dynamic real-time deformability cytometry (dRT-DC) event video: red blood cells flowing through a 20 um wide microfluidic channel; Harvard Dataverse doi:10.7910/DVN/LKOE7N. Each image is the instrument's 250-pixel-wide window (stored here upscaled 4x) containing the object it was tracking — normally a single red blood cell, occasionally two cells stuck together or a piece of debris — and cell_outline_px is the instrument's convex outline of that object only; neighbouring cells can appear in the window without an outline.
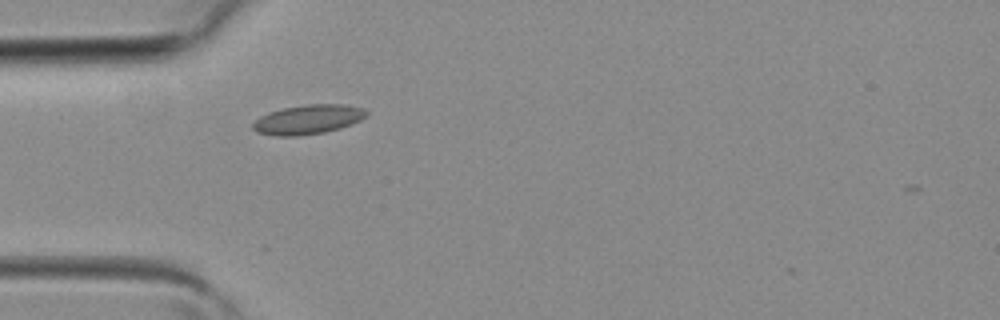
{"species": "common noctule bat (a hibernating species)", "species_latin": "Nyctalus noctula", "temperature_condition": "room temperature", "stored_images_in_passage": 2, "camera_frame_rate_fps": 3000, "um_per_image_px": 0.085, "animal": {"sex": "female", "body_mass_g": 19.3, "forearm_length_mm": 54.1}, "frame": {"image": 1, "passage_image": 2, "time_ms": 0.333, "image_size_px": [1000, 320], "cell_outline_px": [[368, 116], [352, 124], [340, 128], [324, 132], [296, 136], [276, 136], [256, 132], [252, 128], [252, 124], [260, 116], [268, 112], [284, 108], [304, 104], [344, 104], [364, 108], [368, 112]], "centroid_in_image_um": [26.19, 10.15], "position_along_channel_um": 58.8, "area_um2": 19.59}}